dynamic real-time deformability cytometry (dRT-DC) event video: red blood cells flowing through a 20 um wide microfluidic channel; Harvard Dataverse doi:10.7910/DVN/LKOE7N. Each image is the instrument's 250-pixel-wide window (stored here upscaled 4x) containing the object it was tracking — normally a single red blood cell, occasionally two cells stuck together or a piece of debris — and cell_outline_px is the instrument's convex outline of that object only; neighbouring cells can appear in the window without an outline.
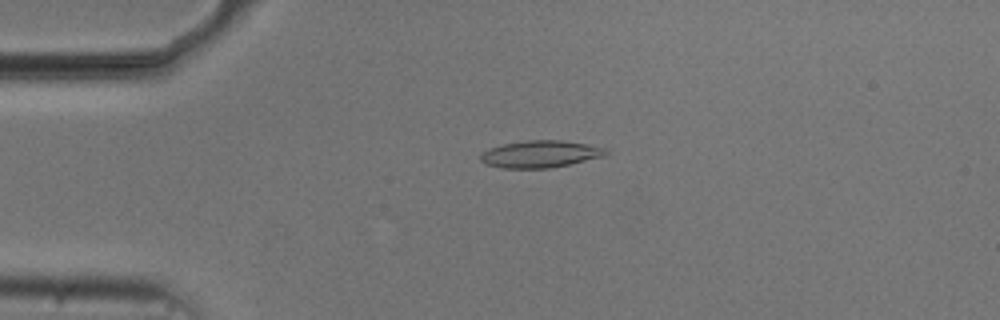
{"species": "common noctule bat (a hibernating species)", "species_latin": "Nyctalus noctula", "temperature_condition": "cold", "stored_images_in_passage": 50, "camera_frame_rate_fps": 3000, "um_per_image_px": 0.085, "animal": {"sex": "male", "body_mass_g": 20.5, "forearm_length_mm": 52.5}, "frame": {"image": 1, "passage_image": 9, "time_ms": 2.667, "image_size_px": [1000, 320], "cell_outline_px": [[608, 152], [604, 156], [568, 164], [548, 168], [500, 168], [484, 164], [480, 160], [480, 156], [484, 152], [492, 148], [504, 144], [528, 140], [560, 140], [588, 144], [604, 148]], "centroid_in_image_um": [45.91, 13.1], "position_along_channel_um": 39.1, "area_um2": 19.48}}
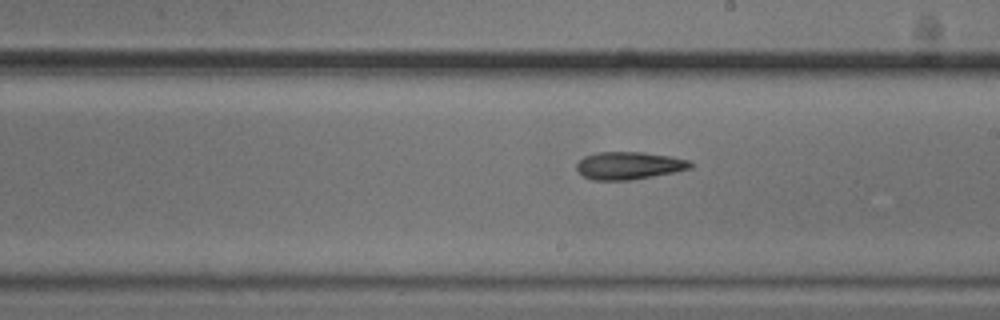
{"frame": {"image": 2, "passage_image": 27, "time_ms": 8.667, "image_size_px": [1000, 320], "cell_outline_px": [[696, 164], [692, 168], [676, 172], [632, 180], [592, 180], [584, 176], [576, 168], [576, 164], [584, 156], [596, 152], [644, 152], [672, 156], [692, 160]], "centroid_in_image_um": [53.54, 14.07], "position_along_channel_um": 235.5, "area_um2": 18.67}}
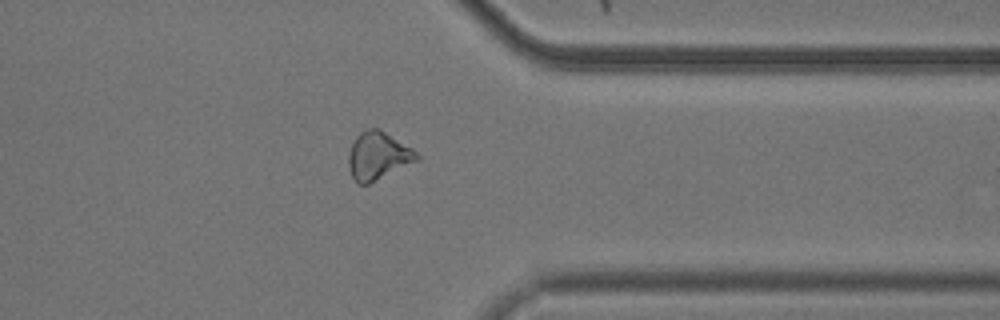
{"frame": {"image": 3, "passage_image": 39, "time_ms": 12.667, "image_size_px": [1000, 320], "cell_outline_px": [[420, 160], [368, 184], [360, 184], [352, 176], [348, 168], [348, 152], [356, 136], [364, 128], [380, 128], [412, 148], [420, 156]], "centroid_in_image_um": [32.13, 13.22], "position_along_channel_um": 379.3, "area_um2": 19.19}, "authors_computed_cell_mechanics": {"area_um2": 18.785, "velocity_mm_per_s": 3.7565, "shape_relaxation_time_tau1_ms": 8.409, "shape_relaxation_time_tau2_ms": 4.1331, "deformation_change_tau1": 0.1894, "deformation_change_tau2": 0.1253}}